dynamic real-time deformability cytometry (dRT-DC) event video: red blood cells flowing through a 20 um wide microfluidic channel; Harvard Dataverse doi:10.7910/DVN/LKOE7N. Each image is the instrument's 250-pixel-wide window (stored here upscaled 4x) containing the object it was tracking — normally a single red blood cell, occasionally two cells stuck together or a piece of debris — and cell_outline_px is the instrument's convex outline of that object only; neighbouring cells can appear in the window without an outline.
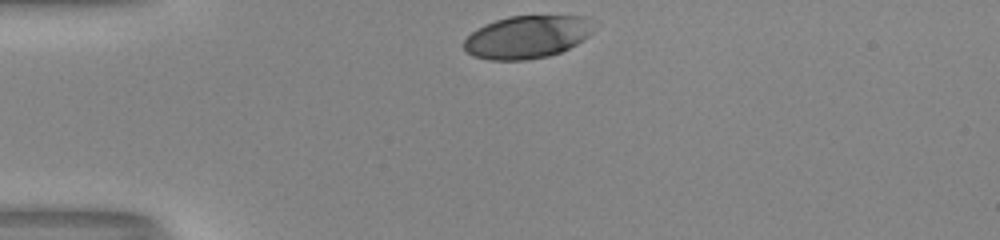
{"species": "human", "species_latin": "Homo sapiens", "temperature_condition": "room temperature", "stored_images_in_passage": 30, "camera_frame_rate_fps": 3000, "um_per_image_px": 0.085, "donor": {"sex": "male"}, "frame": {"image": 1, "passage_image": 1, "time_ms": 0.0, "image_size_px": [1000, 240], "cell_outline_px": [[592, 32], [588, 36], [576, 44], [560, 52], [548, 56], [524, 60], [488, 60], [472, 56], [464, 48], [464, 40], [472, 32], [484, 24], [508, 16], [584, 16]], "centroid_in_image_um": [44.73, 3.16], "position_along_channel_um": 40.3, "area_um2": 31.91}}
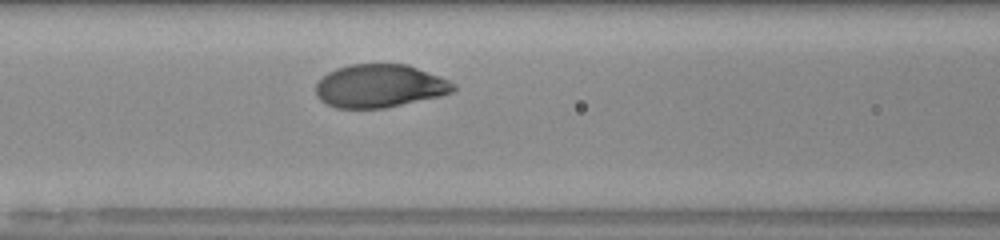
{"frame": {"image": 2, "passage_image": 11, "time_ms": 3.333, "image_size_px": [1000, 240], "cell_outline_px": [[456, 88], [452, 92], [440, 96], [384, 108], [336, 108], [320, 100], [316, 96], [316, 84], [328, 72], [336, 68], [352, 64], [408, 64], [448, 80], [456, 84]], "centroid_in_image_um": [32.27, 7.31], "position_along_channel_um": 134.3, "area_um2": 34.45}}
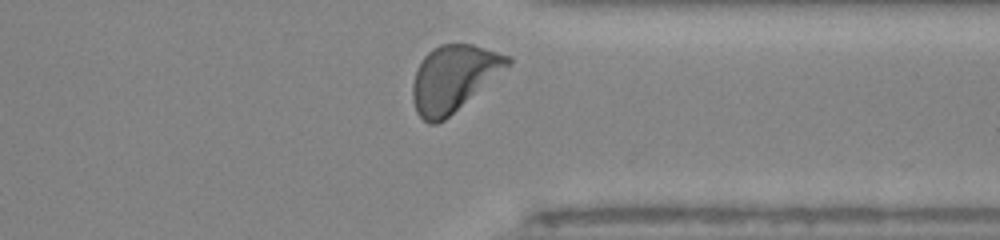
{"frame": {"image": 3, "passage_image": 29, "time_ms": 9.333, "image_size_px": [1000, 240], "cell_outline_px": [[512, 64], [444, 120], [436, 124], [428, 124], [416, 112], [412, 100], [412, 84], [416, 68], [424, 56], [432, 48], [440, 44], [472, 44], [512, 56]], "centroid_in_image_um": [38.54, 6.64], "position_along_channel_um": 372.9, "area_um2": 36.65}, "authors_computed_cell_mechanics": {"area_um2": 35.2291, "velocity_mm_per_s": 3.9928, "shape_relaxation_time_tau1_ms": 1.6902, "shape_relaxation_time_tau2_ms": null, "deformation_change_tau1": 0.1479, "deformation_change_tau2": null}}